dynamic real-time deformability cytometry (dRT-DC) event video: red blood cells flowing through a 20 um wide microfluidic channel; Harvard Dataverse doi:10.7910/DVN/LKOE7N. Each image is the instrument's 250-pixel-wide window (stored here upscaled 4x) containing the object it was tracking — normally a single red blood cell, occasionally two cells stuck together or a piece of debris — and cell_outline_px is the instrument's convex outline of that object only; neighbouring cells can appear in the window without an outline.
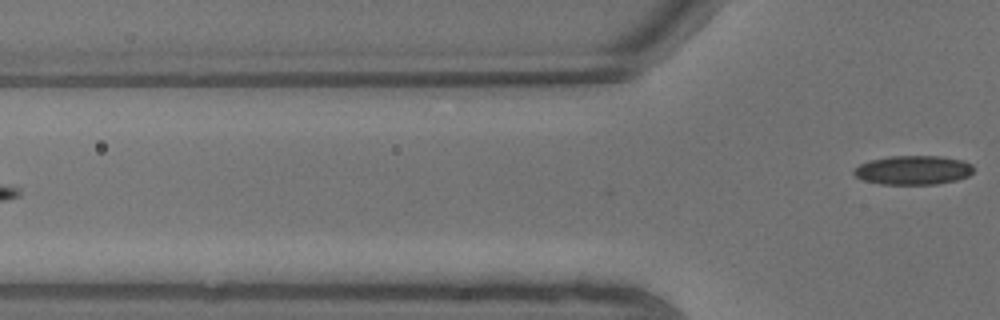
{"species": "common noctule bat (a hibernating species)", "species_latin": "Nyctalus noctula", "temperature_condition": "warm", "stored_images_in_passage": 9, "segment_of_instrument_passage": [2, 2], "camera_frame_rate_fps": 3000, "um_per_image_px": 0.085, "animal": {"sex": "male", "body_mass_g": 13.3}, "frame": {"image": 1, "passage_image": 9, "time_ms": 2.667, "image_size_px": [1000, 320], "cell_outline_px": [[972, 172], [968, 176], [956, 180], [936, 184], [880, 184], [864, 180], [856, 176], [852, 172], [860, 164], [872, 160], [892, 156], [940, 156], [960, 160], [972, 164]], "centroid_in_image_um": [77.62, 14.46], "position_along_channel_um": 48.2, "area_um2": 20.0}}